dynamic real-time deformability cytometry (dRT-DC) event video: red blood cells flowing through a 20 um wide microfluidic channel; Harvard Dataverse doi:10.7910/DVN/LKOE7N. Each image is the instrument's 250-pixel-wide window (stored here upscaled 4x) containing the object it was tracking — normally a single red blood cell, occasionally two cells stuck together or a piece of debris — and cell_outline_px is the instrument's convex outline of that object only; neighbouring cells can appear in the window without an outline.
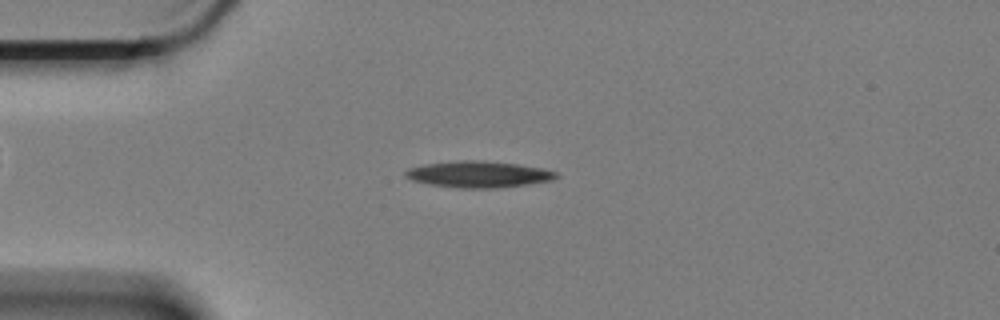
{"species": "Egyptian fruit bat (a non-hibernating species)", "species_latin": "Rousettus aegyptiacus", "temperature_condition": "cold", "stored_images_in_passage": 49, "camera_frame_rate_fps": 3000, "um_per_image_px": 0.085, "animal": {"sex": "female"}, "frame": {"image": 1, "passage_image": 5, "time_ms": 1.333, "image_size_px": [1000, 320], "cell_outline_px": [[560, 176], [552, 180], [528, 184], [496, 188], [464, 188], [432, 184], [412, 180], [404, 176], [404, 172], [408, 168], [424, 164], [460, 160], [480, 160], [516, 164], [544, 168], [556, 172]], "centroid_in_image_um": [40.69, 14.81], "position_along_channel_um": 44.3, "area_um2": 23.06}}
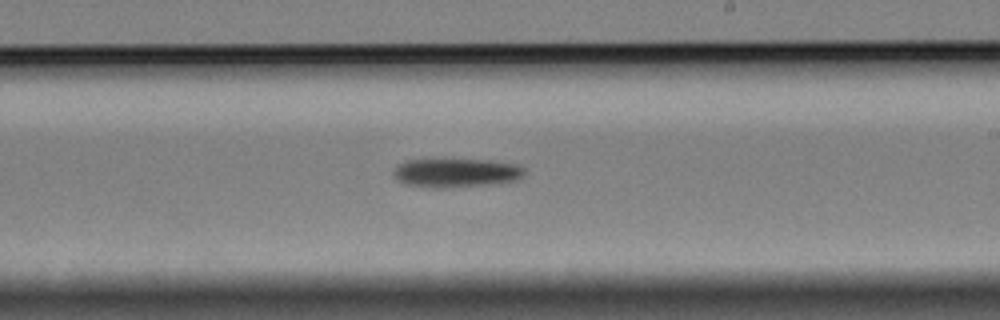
{"frame": {"image": 2, "passage_image": 25, "time_ms": 8.0, "image_size_px": [1000, 320], "cell_outline_px": [[524, 176], [520, 180], [500, 184], [444, 188], [432, 188], [408, 184], [400, 180], [392, 172], [400, 164], [408, 160], [492, 160], [520, 164], [524, 168]], "centroid_in_image_um": [38.92, 14.7], "position_along_channel_um": 250.1, "area_um2": 22.2}}
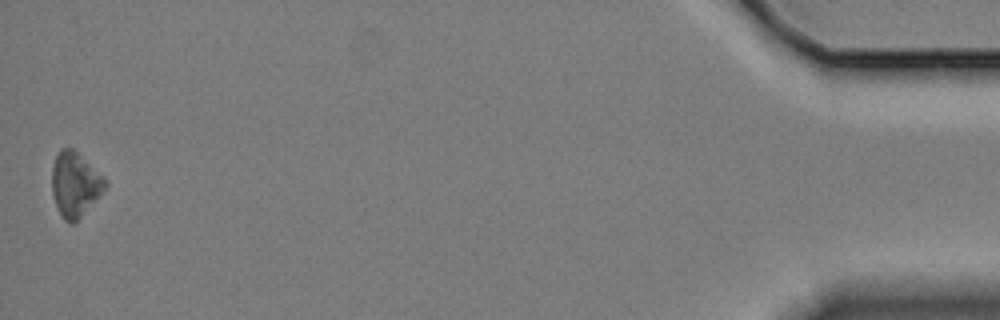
{"frame": {"image": 3, "passage_image": 49, "time_ms": 16.0, "image_size_px": [1000, 320], "cell_outline_px": [[108, 184], [80, 216], [72, 224], [64, 220], [56, 204], [52, 192], [52, 168], [56, 156], [60, 148], [72, 148], [104, 176]], "centroid_in_image_um": [6.36, 15.63], "position_along_channel_um": 428.8, "area_um2": 19.42}, "authors_computed_cell_mechanics": {"area_um2": 21.7328, "velocity_mm_per_s": 3.3603, "shape_relaxation_time_tau1_ms": 2.9545, "shape_relaxation_time_tau2_ms": null, "deformation_change_tau1": 0.0978, "deformation_change_tau2": null}}